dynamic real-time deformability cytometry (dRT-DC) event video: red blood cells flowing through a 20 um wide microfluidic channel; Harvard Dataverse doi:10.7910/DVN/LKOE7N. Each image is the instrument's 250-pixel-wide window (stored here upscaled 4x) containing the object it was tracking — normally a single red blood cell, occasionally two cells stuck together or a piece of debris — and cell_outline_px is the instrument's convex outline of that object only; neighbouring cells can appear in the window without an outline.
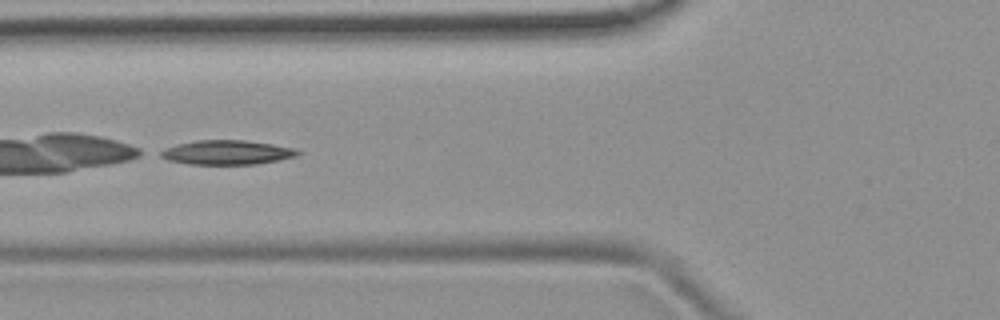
{"species": "common noctule bat (a hibernating species)", "species_latin": "Nyctalus noctula", "temperature_condition": "room temperature", "stored_images_in_passage": 26, "camera_frame_rate_fps": 3000, "um_per_image_px": 0.085, "animal": {"sex": "female", "body_mass_g": 19.9}, "frame": {"image": 1, "passage_image": 5, "time_ms": 1.333, "image_size_px": [1000, 320], "cell_outline_px": [[300, 152], [296, 156], [280, 160], [256, 164], [188, 164], [168, 160], [160, 156], [156, 152], [164, 148], [176, 144], [196, 140], [244, 140], [272, 144], [296, 148]], "centroid_in_image_um": [19.25, 12.95], "position_along_channel_um": 106.6, "area_um2": 19.59}}
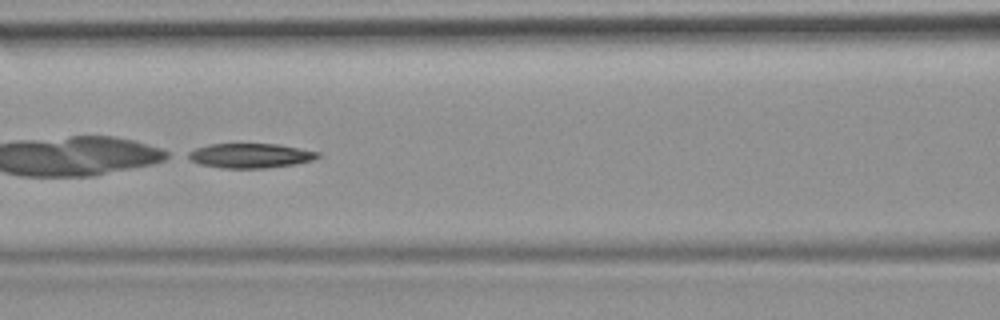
{"frame": {"image": 2, "passage_image": 8, "time_ms": 2.333, "image_size_px": [1000, 320], "cell_outline_px": [[320, 156], [312, 160], [296, 164], [268, 168], [220, 168], [200, 164], [184, 156], [188, 152], [196, 148], [208, 144], [276, 144], [320, 152]], "centroid_in_image_um": [21.25, 13.23], "position_along_channel_um": 145.3, "area_um2": 18.61}}